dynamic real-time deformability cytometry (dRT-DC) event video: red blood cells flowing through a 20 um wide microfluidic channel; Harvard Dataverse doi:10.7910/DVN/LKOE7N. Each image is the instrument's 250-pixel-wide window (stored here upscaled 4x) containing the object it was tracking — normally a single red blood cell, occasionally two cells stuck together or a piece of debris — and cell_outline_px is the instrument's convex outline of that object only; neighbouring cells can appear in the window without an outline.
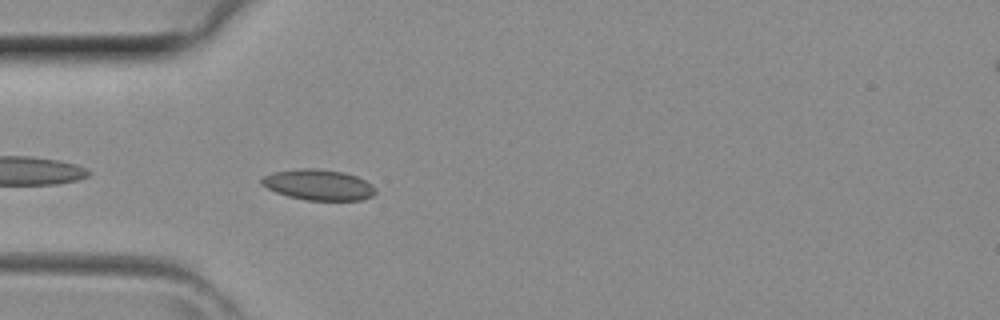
{"species": "common noctule bat (a hibernating species)", "species_latin": "Nyctalus noctula", "temperature_condition": "room temperature", "stored_images_in_passage": 33, "camera_frame_rate_fps": 3000, "um_per_image_px": 0.085, "animal": {"sex": "female", "body_mass_g": 29.2, "forearm_length_mm": 56.3}, "frame": {"image": 1, "passage_image": 4, "time_ms": 1.0, "image_size_px": [1000, 320], "cell_outline_px": [[376, 192], [372, 196], [360, 200], [304, 200], [288, 196], [276, 192], [260, 184], [260, 180], [264, 176], [276, 172], [304, 168], [316, 168], [344, 172], [356, 176], [372, 184], [376, 188]], "centroid_in_image_um": [27.09, 15.71], "position_along_channel_um": 57.9, "area_um2": 20.29}}
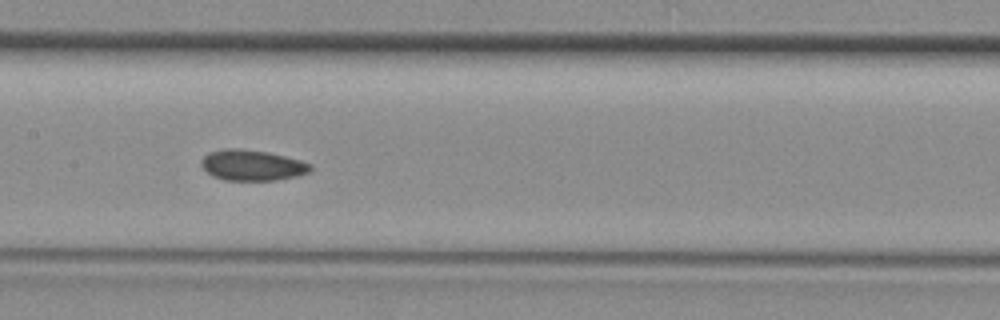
{"frame": {"image": 2, "passage_image": 12, "time_ms": 3.667, "image_size_px": [1000, 320], "cell_outline_px": [[312, 168], [308, 172], [296, 176], [276, 180], [224, 180], [212, 176], [200, 164], [200, 160], [208, 152], [228, 148], [240, 148], [268, 152], [300, 160], [312, 164]], "centroid_in_image_um": [21.41, 14.04], "position_along_channel_um": 186.0, "area_um2": 19.54}}
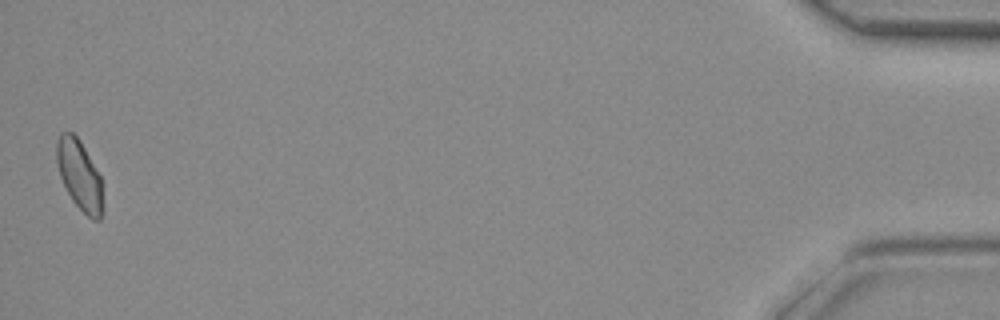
{"frame": {"image": 3, "passage_image": 33, "time_ms": 10.667, "image_size_px": [1000, 320], "cell_outline_px": [[104, 212], [100, 220], [92, 220], [72, 200], [60, 176], [56, 160], [56, 140], [60, 132], [72, 132], [80, 140], [100, 176], [104, 208]], "centroid_in_image_um": [6.76, 14.89], "position_along_channel_um": 428.4, "area_um2": 18.84}}